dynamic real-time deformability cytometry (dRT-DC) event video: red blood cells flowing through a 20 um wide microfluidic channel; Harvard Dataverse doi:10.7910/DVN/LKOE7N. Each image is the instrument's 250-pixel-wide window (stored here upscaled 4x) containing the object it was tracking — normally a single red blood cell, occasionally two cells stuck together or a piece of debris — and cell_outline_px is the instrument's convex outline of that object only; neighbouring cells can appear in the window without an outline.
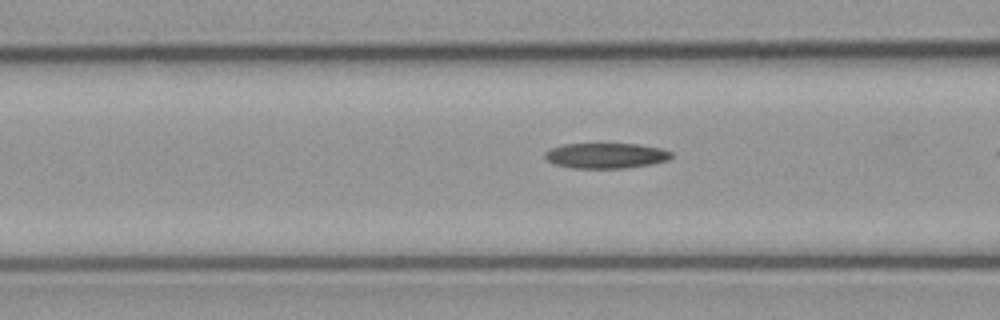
{"species": "common noctule bat (a hibernating species)", "species_latin": "Nyctalus noctula", "temperature_condition": "cold", "stored_images_in_passage": 19, "camera_frame_rate_fps": 3000, "um_per_image_px": 0.085, "animal": {"sex": "male", "body_mass_g": 23.1, "forearm_length_mm": 52.7}, "frame": {"image": 1, "passage_image": 16, "time_ms": 5.0, "image_size_px": [1000, 320], "cell_outline_px": [[672, 156], [668, 160], [652, 164], [624, 168], [572, 168], [556, 164], [548, 160], [544, 156], [544, 152], [552, 148], [564, 144], [640, 144], [660, 148], [672, 152]], "centroid_in_image_um": [51.52, 13.23], "position_along_channel_um": 115.1, "area_um2": 18.61}}